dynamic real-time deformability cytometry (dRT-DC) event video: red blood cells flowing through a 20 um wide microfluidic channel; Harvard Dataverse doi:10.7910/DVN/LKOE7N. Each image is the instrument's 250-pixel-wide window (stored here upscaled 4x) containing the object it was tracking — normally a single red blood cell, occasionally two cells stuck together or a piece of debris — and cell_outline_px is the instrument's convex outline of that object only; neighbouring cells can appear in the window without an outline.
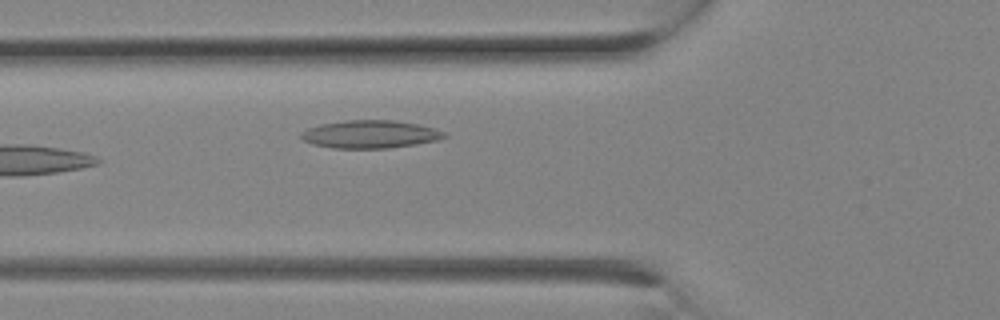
{"species": "Egyptian fruit bat (a non-hibernating species)", "species_latin": "Rousettus aegyptiacus", "temperature_condition": "room temperature", "stored_images_in_passage": 10, "camera_frame_rate_fps": 3000, "um_per_image_px": 0.085, "animal": {"sex": "female"}, "frame": {"image": 1, "passage_image": 10, "time_ms": 3.0, "image_size_px": [1000, 320], "cell_outline_px": [[448, 136], [436, 140], [416, 144], [388, 148], [332, 148], [312, 144], [304, 140], [300, 136], [300, 132], [308, 128], [320, 124], [348, 120], [392, 120], [416, 124], [432, 128], [444, 132]], "centroid_in_image_um": [31.42, 11.41], "position_along_channel_um": 94.4, "area_um2": 23.06}}